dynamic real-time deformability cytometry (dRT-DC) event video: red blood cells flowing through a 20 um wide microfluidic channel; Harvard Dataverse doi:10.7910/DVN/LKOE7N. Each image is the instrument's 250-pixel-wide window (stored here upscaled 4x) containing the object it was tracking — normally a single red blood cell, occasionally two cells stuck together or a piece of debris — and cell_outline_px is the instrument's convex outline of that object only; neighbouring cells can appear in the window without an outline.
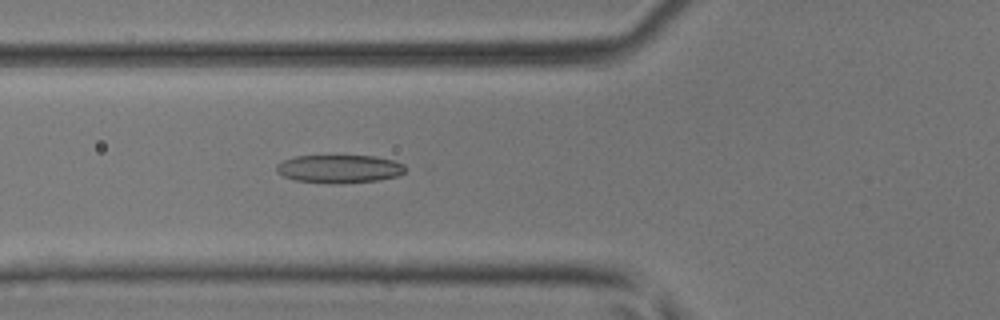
{"species": "common noctule bat (a hibernating species)", "species_latin": "Nyctalus noctula", "temperature_condition": "room temperature", "stored_images_in_passage": 49, "camera_frame_rate_fps": 3000, "um_per_image_px": 0.085, "animal": {"sex": "male", "body_mass_g": 17.9, "forearm_length_mm": 54.2}, "frame": {"image": 1, "passage_image": 19, "time_ms": 6.0, "image_size_px": [1000, 320], "cell_outline_px": [[404, 172], [396, 176], [380, 180], [332, 184], [296, 180], [284, 176], [276, 172], [276, 164], [284, 160], [296, 156], [376, 156], [392, 160], [404, 164]], "centroid_in_image_um": [28.82, 14.35], "position_along_channel_um": 97.0, "area_um2": 21.04}}
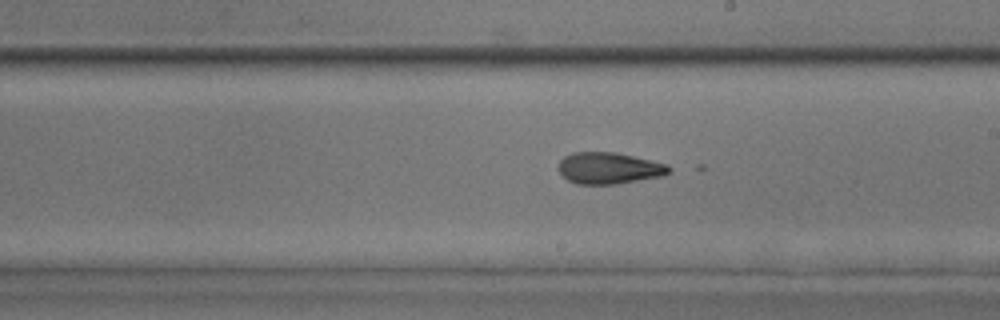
{"frame": {"image": 2, "passage_image": 29, "time_ms": 9.333, "image_size_px": [1000, 320], "cell_outline_px": [[672, 172], [664, 176], [616, 184], [576, 184], [568, 180], [556, 168], [560, 160], [564, 156], [572, 152], [616, 152], [668, 164], [672, 168]], "centroid_in_image_um": [51.78, 14.29], "position_along_channel_um": 237.2, "area_um2": 20.58}}
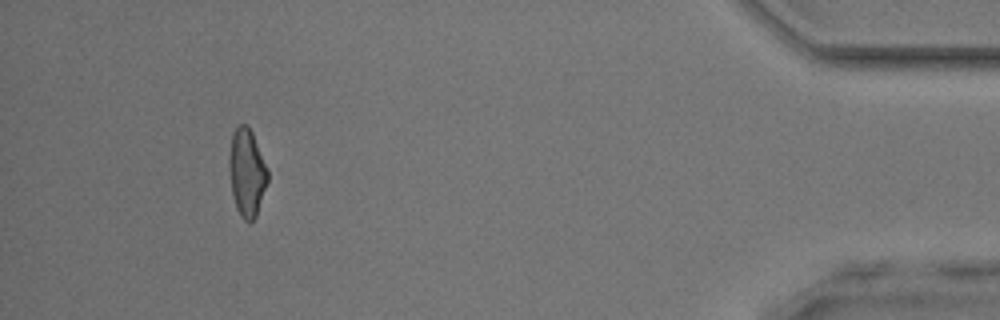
{"frame": {"image": 3, "passage_image": 46, "time_ms": 15.0, "image_size_px": [1000, 320], "cell_outline_px": [[268, 180], [256, 216], [252, 220], [244, 220], [240, 216], [236, 208], [232, 192], [228, 168], [228, 156], [232, 132], [240, 124], [248, 124], [252, 132], [268, 168]], "centroid_in_image_um": [20.97, 14.63], "position_along_channel_um": 414.2, "area_um2": 19.83}, "authors_computed_cell_mechanics": {"area_um2": 20.7502, "velocity_mm_per_s": 4.2112, "shape_relaxation_time_tau1_ms": null, "shape_relaxation_time_tau2_ms": 2.1876, "deformation_change_tau1": null, "deformation_change_tau2": 0.0711}}